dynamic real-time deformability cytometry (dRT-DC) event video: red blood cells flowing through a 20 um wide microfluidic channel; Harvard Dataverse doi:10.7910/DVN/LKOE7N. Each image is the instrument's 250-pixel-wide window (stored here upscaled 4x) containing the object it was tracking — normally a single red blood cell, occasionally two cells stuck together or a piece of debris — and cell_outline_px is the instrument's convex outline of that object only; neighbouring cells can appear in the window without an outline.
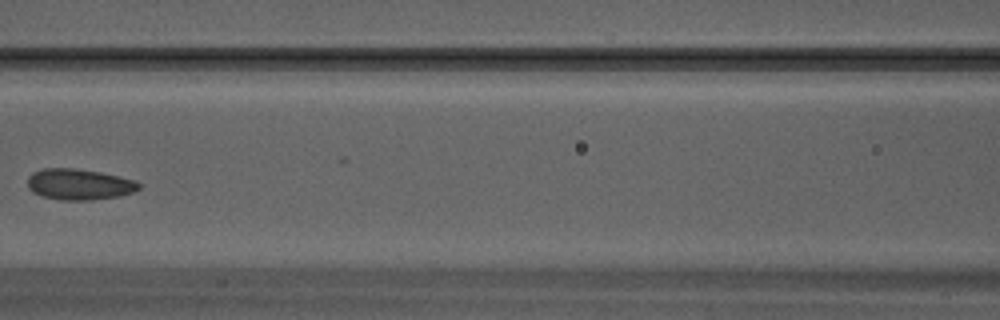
{"species": "Egyptian fruit bat (a non-hibernating species)", "species_latin": "Rousettus aegyptiacus", "temperature_condition": "warm", "stored_images_in_passage": 31, "camera_frame_rate_fps": 3000, "um_per_image_px": 0.085, "animal": {"sex": "male"}, "frame": {"image": 1, "passage_image": 14, "time_ms": 4.333, "image_size_px": [1000, 320], "cell_outline_px": [[140, 188], [132, 192], [120, 196], [88, 200], [60, 200], [40, 196], [32, 192], [28, 188], [28, 176], [32, 172], [44, 168], [72, 168], [100, 172], [132, 180], [140, 184]], "centroid_in_image_um": [6.66, 15.67], "position_along_channel_um": 159.9, "area_um2": 20.0}}